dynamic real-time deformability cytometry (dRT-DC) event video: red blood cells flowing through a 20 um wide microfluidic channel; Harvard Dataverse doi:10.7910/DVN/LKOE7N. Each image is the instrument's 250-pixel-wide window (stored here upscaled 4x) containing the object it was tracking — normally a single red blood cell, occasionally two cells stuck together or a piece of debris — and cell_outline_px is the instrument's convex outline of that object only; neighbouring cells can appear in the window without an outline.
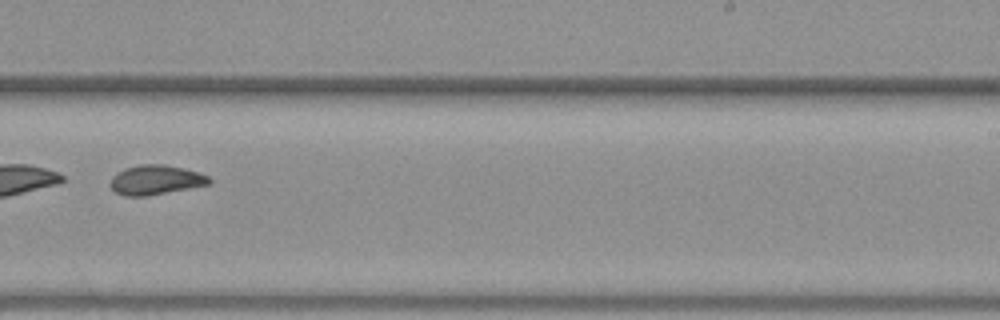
{"species": "common noctule bat (a hibernating species)", "species_latin": "Nyctalus noctula", "temperature_condition": "warm", "stored_images_in_passage": 50, "segment_of_instrument_passage": [2, 2], "camera_frame_rate_fps": 3000, "um_per_image_px": 0.085, "animal": {"sex": "female", "body_mass_g": 19.3, "forearm_length_mm": 54.1}, "frame": {"image": 1, "passage_image": 32, "time_ms": 10.333, "image_size_px": [1000, 320], "cell_outline_px": [[212, 184], [148, 196], [124, 196], [116, 192], [108, 184], [112, 176], [116, 172], [124, 168], [140, 164], [164, 164], [184, 168], [200, 172], [208, 176], [212, 180]], "centroid_in_image_um": [13.24, 15.29], "position_along_channel_um": 275.8, "area_um2": 17.4}}
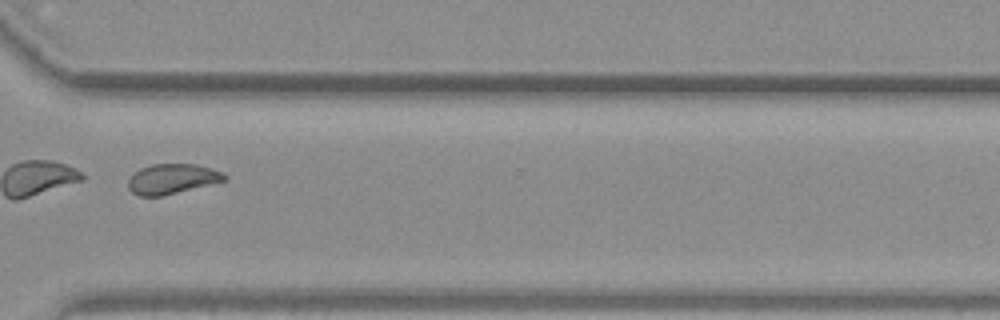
{"frame": {"image": 2, "passage_image": 38, "time_ms": 12.333, "image_size_px": [1000, 320], "cell_outline_px": [[228, 180], [160, 196], [140, 196], [132, 192], [128, 188], [128, 180], [140, 168], [152, 164], [196, 164], [224, 172], [228, 176]], "centroid_in_image_um": [14.66, 15.2], "position_along_channel_um": 355.9, "area_um2": 16.76}}